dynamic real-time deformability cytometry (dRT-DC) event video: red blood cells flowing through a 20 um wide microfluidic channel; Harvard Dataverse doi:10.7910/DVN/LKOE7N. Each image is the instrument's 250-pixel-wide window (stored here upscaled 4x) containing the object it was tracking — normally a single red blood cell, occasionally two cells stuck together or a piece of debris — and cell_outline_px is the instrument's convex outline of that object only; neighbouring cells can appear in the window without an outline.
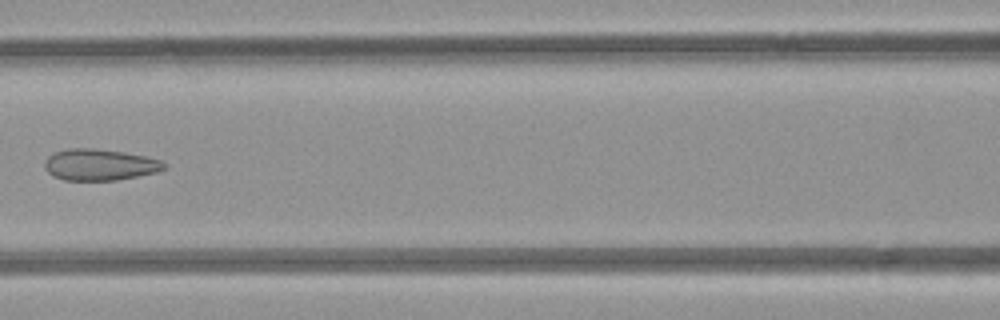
{"species": "common noctule bat (a hibernating species)", "species_latin": "Nyctalus noctula", "temperature_condition": "room temperature", "stored_images_in_passage": 7, "camera_frame_rate_fps": 3000, "um_per_image_px": 0.085, "animal": {"sex": "female", "body_mass_g": 21.9}, "frame": {"image": 1, "passage_image": 6, "time_ms": 6.0, "image_size_px": [1000, 320], "cell_outline_px": [[168, 164], [164, 168], [156, 172], [116, 180], [64, 180], [52, 176], [44, 168], [44, 160], [48, 156], [56, 152], [68, 148], [92, 148], [124, 152], [144, 156], [160, 160]], "centroid_in_image_um": [8.43, 14.0], "position_along_channel_um": 158.2, "area_um2": 21.79}}
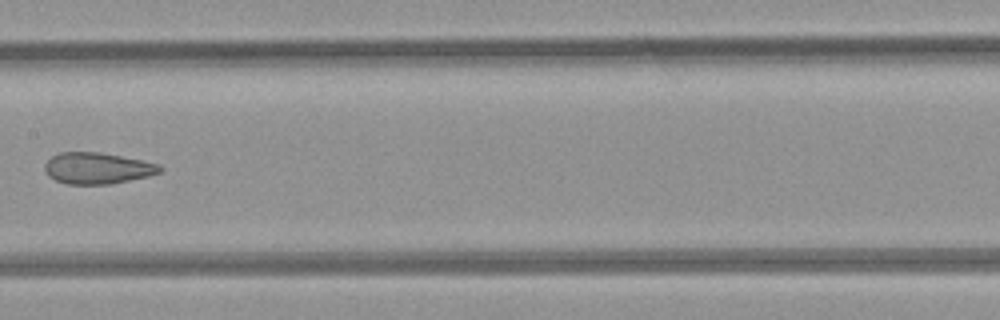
{"frame": {"image": 2, "passage_image": 7, "time_ms": 7.0, "image_size_px": [1000, 320], "cell_outline_px": [[164, 168], [160, 172], [148, 176], [112, 184], [68, 184], [56, 180], [48, 176], [44, 172], [44, 164], [52, 156], [60, 152], [100, 152], [160, 164]], "centroid_in_image_um": [8.26, 14.3], "position_along_channel_um": 199.1, "area_um2": 21.04}}